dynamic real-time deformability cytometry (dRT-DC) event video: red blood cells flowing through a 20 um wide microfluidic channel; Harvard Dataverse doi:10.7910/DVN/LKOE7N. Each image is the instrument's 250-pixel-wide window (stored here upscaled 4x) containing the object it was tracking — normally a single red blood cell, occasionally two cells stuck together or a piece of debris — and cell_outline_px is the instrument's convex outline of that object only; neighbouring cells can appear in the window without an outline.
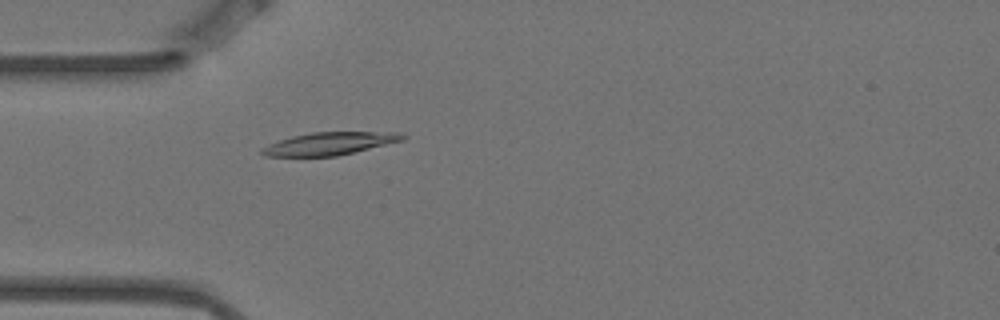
{"species": "Egyptian fruit bat (a non-hibernating species)", "species_latin": "Rousettus aegyptiacus", "temperature_condition": "warm", "stored_images_in_passage": 1, "camera_frame_rate_fps": 3000, "um_per_image_px": 0.085, "animal": {"sex": "female"}, "frame": {"image": 1, "passage_image": 1, "time_ms": 0.0, "image_size_px": [1000, 320], "cell_outline_px": [[408, 136], [404, 140], [336, 156], [264, 156], [260, 152], [260, 148], [268, 144], [292, 136], [312, 132], [400, 132]], "centroid_in_image_um": [28.01, 12.2], "position_along_channel_um": 57.0, "area_um2": 18.55}}